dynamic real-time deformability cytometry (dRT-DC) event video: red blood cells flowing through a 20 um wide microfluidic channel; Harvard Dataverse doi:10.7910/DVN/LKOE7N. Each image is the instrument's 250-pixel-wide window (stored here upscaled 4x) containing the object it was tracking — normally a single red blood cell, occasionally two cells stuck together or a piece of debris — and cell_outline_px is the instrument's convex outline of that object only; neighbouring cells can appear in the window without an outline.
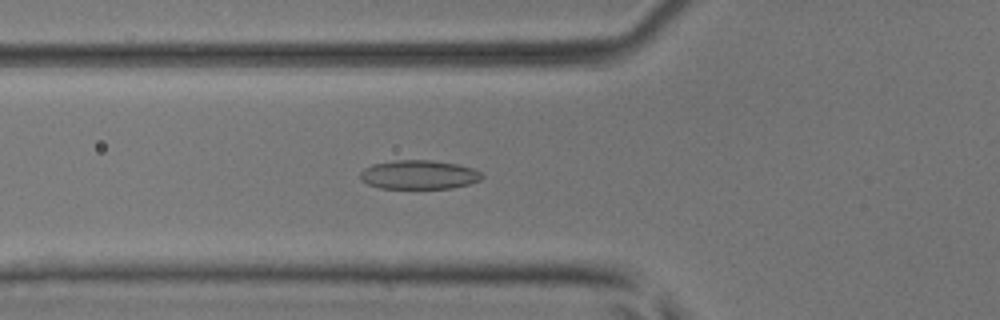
{"species": "common noctule bat (a hibernating species)", "species_latin": "Nyctalus noctula", "temperature_condition": "room temperature", "stored_images_in_passage": 50, "camera_frame_rate_fps": 3000, "um_per_image_px": 0.085, "animal": {"sex": "male", "body_mass_g": 17.9, "forearm_length_mm": 54.2}, "frame": {"image": 1, "passage_image": 18, "time_ms": 5.667, "image_size_px": [1000, 320], "cell_outline_px": [[484, 176], [480, 180], [468, 184], [452, 188], [380, 188], [368, 184], [360, 180], [360, 172], [364, 168], [372, 164], [396, 160], [428, 160], [456, 164], [472, 168], [480, 172]], "centroid_in_image_um": [35.58, 14.85], "position_along_channel_um": 90.2, "area_um2": 20.46}}
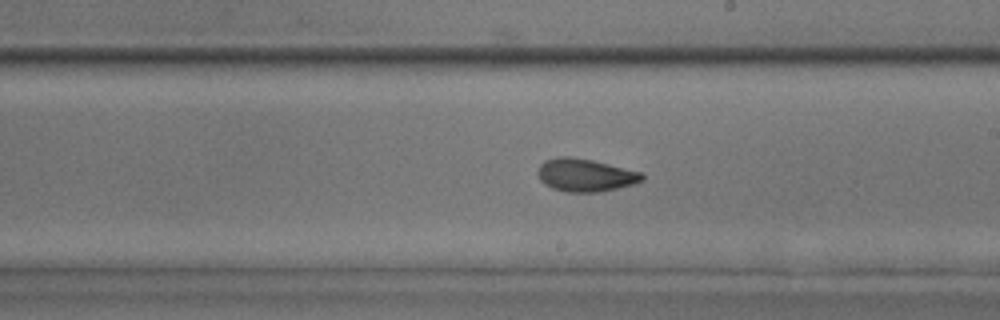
{"frame": {"image": 2, "passage_image": 29, "time_ms": 9.333, "image_size_px": [1000, 320], "cell_outline_px": [[644, 180], [636, 184], [596, 192], [564, 192], [552, 188], [544, 184], [540, 180], [536, 172], [540, 164], [544, 160], [560, 156], [572, 156], [592, 160], [644, 172]], "centroid_in_image_um": [49.75, 14.88], "position_along_channel_um": 239.3, "area_um2": 20.29}}
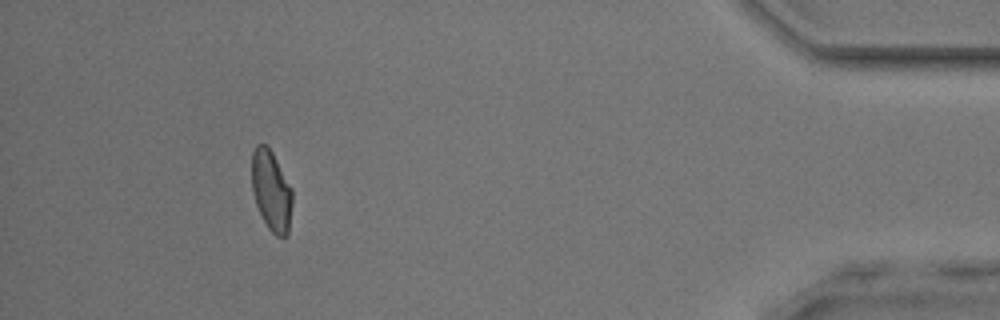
{"frame": {"image": 3, "passage_image": 46, "time_ms": 15.0, "image_size_px": [1000, 320], "cell_outline_px": [[292, 204], [288, 236], [284, 240], [276, 236], [268, 228], [256, 204], [252, 192], [252, 152], [256, 144], [268, 144], [292, 188]], "centroid_in_image_um": [23.07, 16.22], "position_along_channel_um": 412.1, "area_um2": 19.31}, "authors_computed_cell_mechanics": {"area_um2": 19.652, "velocity_mm_per_s": 4.0763, "shape_relaxation_time_tau1_ms": 5.8793, "shape_relaxation_time_tau2_ms": 1.7169, "deformation_change_tau1": 0.1448, "deformation_change_tau2": 0.0712}}